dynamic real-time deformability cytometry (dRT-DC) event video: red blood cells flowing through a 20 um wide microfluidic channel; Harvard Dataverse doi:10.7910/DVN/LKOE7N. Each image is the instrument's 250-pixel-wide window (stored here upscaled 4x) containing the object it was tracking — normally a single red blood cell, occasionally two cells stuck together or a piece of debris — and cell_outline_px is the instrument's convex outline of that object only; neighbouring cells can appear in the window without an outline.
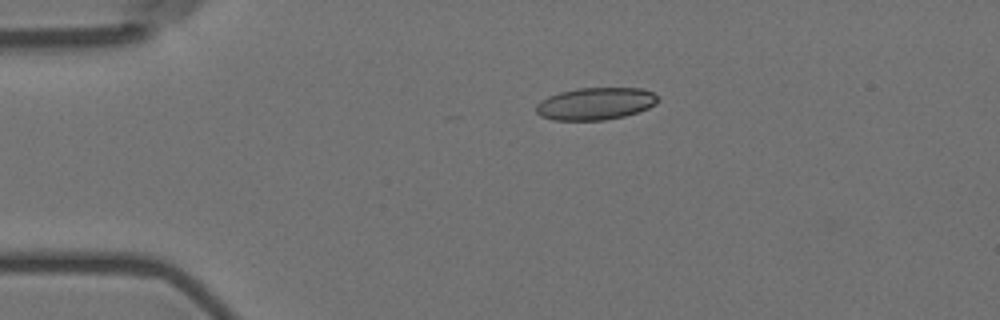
{"species": "Egyptian fruit bat (a non-hibernating species)", "species_latin": "Rousettus aegyptiacus", "temperature_condition": "room temperature", "stored_images_in_passage": 18, "camera_frame_rate_fps": 3000, "um_per_image_px": 0.085, "animal": {"sex": "female"}, "frame": {"image": 1, "passage_image": 1, "time_ms": 0.0, "image_size_px": [1000, 320], "cell_outline_px": [[660, 100], [656, 104], [648, 108], [624, 116], [604, 120], [552, 120], [540, 116], [536, 112], [536, 104], [540, 100], [548, 96], [560, 92], [576, 88], [644, 88], [652, 92]], "centroid_in_image_um": [50.6, 8.81], "position_along_channel_um": 34.4, "area_um2": 23.0}}
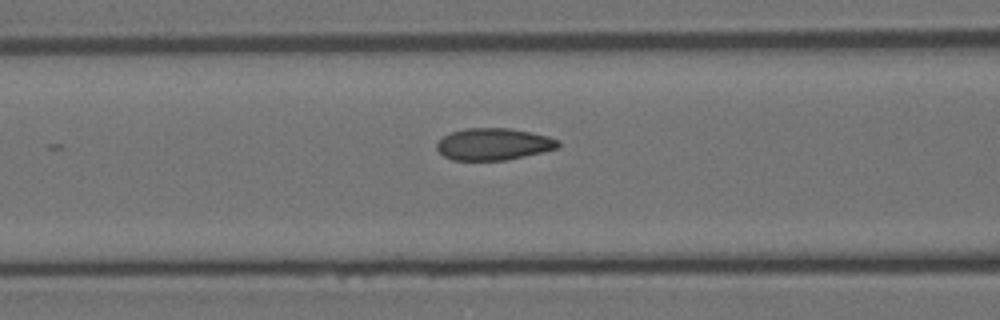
{"frame": {"image": 2, "passage_image": 12, "time_ms": 3.667, "image_size_px": [1000, 320], "cell_outline_px": [[560, 148], [544, 152], [508, 160], [452, 160], [444, 156], [436, 148], [436, 144], [444, 136], [452, 132], [464, 128], [508, 128], [548, 136], [560, 140]], "centroid_in_image_um": [41.99, 12.26], "position_along_channel_um": 124.6, "area_um2": 22.66}}
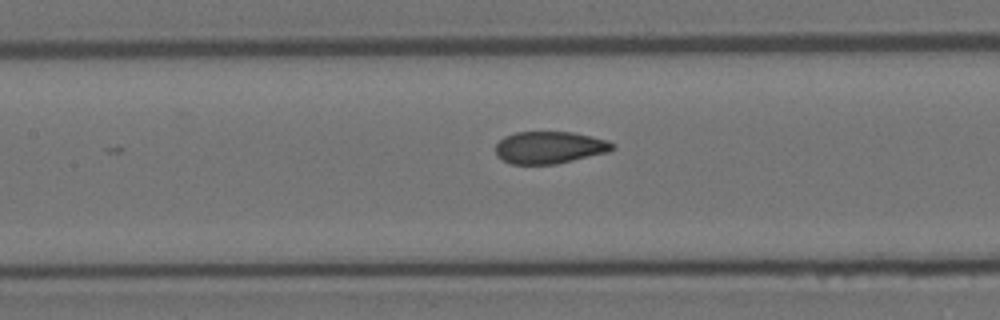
{"frame": {"image": 3, "passage_image": 15, "time_ms": 4.667, "image_size_px": [1000, 320], "cell_outline_px": [[616, 148], [608, 152], [556, 164], [512, 164], [496, 156], [496, 144], [504, 136], [516, 132], [572, 132], [592, 136], [608, 140]], "centroid_in_image_um": [46.71, 12.53], "position_along_channel_um": 160.7, "area_um2": 21.91}}